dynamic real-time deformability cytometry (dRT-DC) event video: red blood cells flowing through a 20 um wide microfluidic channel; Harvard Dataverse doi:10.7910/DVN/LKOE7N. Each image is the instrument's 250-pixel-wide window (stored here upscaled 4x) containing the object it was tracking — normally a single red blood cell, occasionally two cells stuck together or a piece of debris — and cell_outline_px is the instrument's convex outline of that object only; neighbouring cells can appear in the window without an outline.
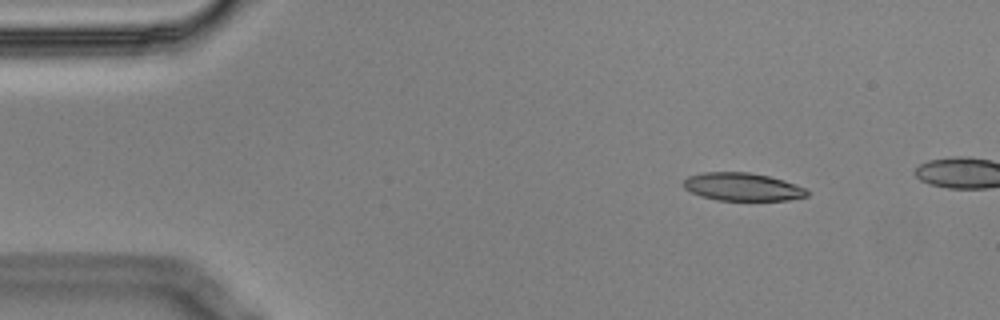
{"species": "Egyptian fruit bat (a non-hibernating species)", "species_latin": "Rousettus aegyptiacus", "temperature_condition": "cold", "stored_images_in_passage": 4, "camera_frame_rate_fps": 3000, "um_per_image_px": 0.085, "animal": {"sex": "male"}, "frame": {"image": 1, "passage_image": 1, "time_ms": 0.0, "image_size_px": [1000, 320], "cell_outline_px": [[808, 196], [788, 200], [716, 200], [700, 196], [684, 188], [684, 180], [688, 176], [704, 172], [748, 172], [768, 176], [784, 180], [804, 188], [808, 192]], "centroid_in_image_um": [63.09, 15.88], "position_along_channel_um": 21.9, "area_um2": 20.0}}